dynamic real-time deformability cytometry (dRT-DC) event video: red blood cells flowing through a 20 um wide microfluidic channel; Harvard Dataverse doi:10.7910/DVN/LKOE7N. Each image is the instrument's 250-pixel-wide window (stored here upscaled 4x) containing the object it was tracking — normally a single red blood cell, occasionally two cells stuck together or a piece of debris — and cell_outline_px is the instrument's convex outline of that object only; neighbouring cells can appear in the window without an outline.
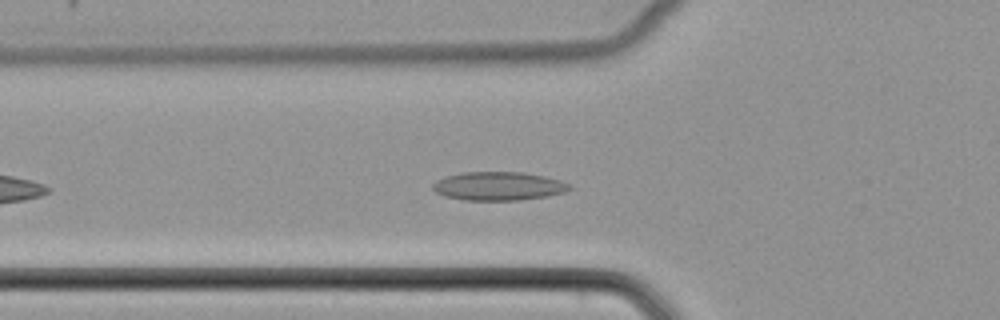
{"species": "common noctule bat (a hibernating species)", "species_latin": "Nyctalus noctula", "temperature_condition": "cold", "stored_images_in_passage": 36, "camera_frame_rate_fps": 3000, "um_per_image_px": 0.085, "animal": {"sex": "female", "body_mass_g": 22.7, "forearm_length_mm": 54.2}, "frame": {"image": 1, "passage_image": 7, "time_ms": 2.0, "image_size_px": [1000, 320], "cell_outline_px": [[572, 188], [564, 192], [548, 196], [520, 200], [464, 200], [444, 196], [436, 192], [432, 188], [432, 184], [436, 180], [444, 176], [460, 172], [520, 172], [544, 176], [560, 180], [572, 184]], "centroid_in_image_um": [42.36, 15.81], "position_along_channel_um": 83.4, "area_um2": 22.95}}
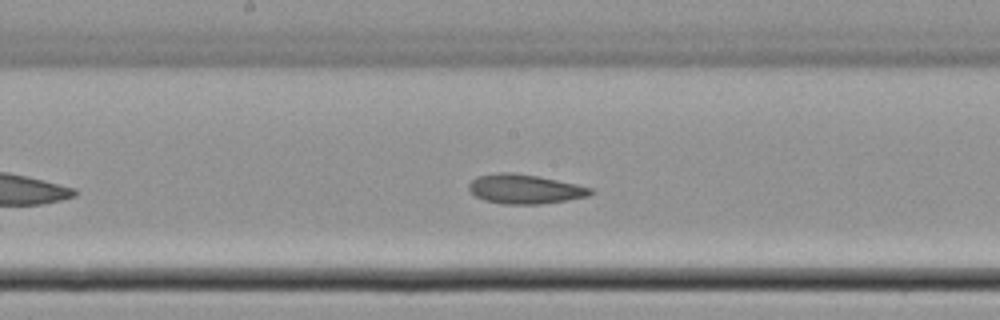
{"frame": {"image": 2, "passage_image": 16, "time_ms": 5.0, "image_size_px": [1000, 320], "cell_outline_px": [[596, 192], [588, 196], [540, 204], [504, 204], [484, 200], [476, 196], [468, 188], [468, 184], [476, 176], [500, 172], [512, 172], [536, 176], [576, 184], [592, 188]], "centroid_in_image_um": [44.59, 16.06], "position_along_channel_um": 203.6, "area_um2": 20.69}}
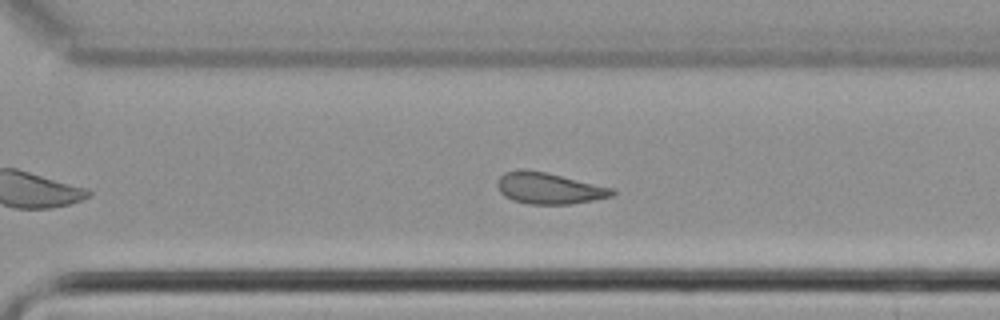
{"frame": {"image": 3, "passage_image": 25, "time_ms": 8.0, "image_size_px": [1000, 320], "cell_outline_px": [[616, 192], [612, 196], [592, 200], [568, 204], [528, 204], [512, 200], [504, 196], [500, 192], [496, 184], [496, 180], [504, 172], [544, 172], [616, 188]], "centroid_in_image_um": [46.7, 16.04], "position_along_channel_um": 323.9, "area_um2": 20.52}}